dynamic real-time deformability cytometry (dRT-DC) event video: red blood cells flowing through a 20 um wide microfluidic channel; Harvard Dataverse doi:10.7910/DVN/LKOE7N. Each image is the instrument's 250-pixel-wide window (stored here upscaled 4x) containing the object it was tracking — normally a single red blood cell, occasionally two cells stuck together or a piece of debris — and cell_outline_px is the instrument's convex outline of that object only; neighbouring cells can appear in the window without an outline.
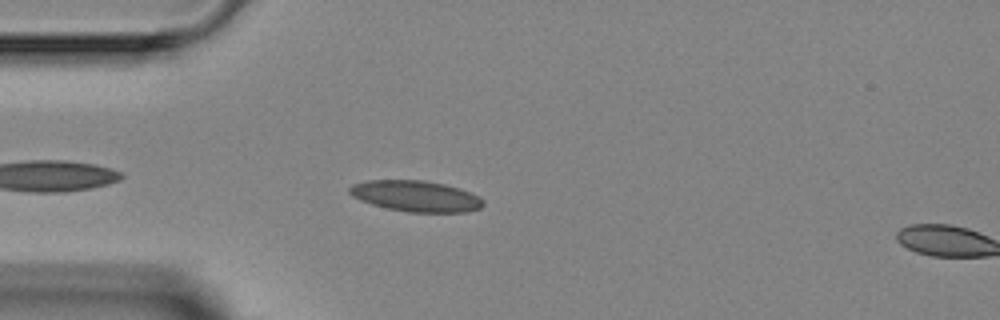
{"species": "Egyptian fruit bat (a non-hibernating species)", "species_latin": "Rousettus aegyptiacus", "temperature_condition": "room temperature", "stored_images_in_passage": 5, "segment_of_instrument_passage": [1, 2], "camera_frame_rate_fps": 3000, "um_per_image_px": 0.085, "animal": {"sex": "female"}, "frame": {"image": 1, "passage_image": 4, "time_ms": 3.667, "image_size_px": [1000, 320], "cell_outline_px": [[484, 204], [480, 208], [468, 212], [408, 212], [388, 208], [372, 204], [360, 200], [352, 196], [348, 192], [348, 188], [352, 184], [368, 180], [424, 180], [444, 184], [460, 188], [480, 196], [484, 200]], "centroid_in_image_um": [35.36, 16.66], "position_along_channel_um": 49.6, "area_um2": 24.28}}